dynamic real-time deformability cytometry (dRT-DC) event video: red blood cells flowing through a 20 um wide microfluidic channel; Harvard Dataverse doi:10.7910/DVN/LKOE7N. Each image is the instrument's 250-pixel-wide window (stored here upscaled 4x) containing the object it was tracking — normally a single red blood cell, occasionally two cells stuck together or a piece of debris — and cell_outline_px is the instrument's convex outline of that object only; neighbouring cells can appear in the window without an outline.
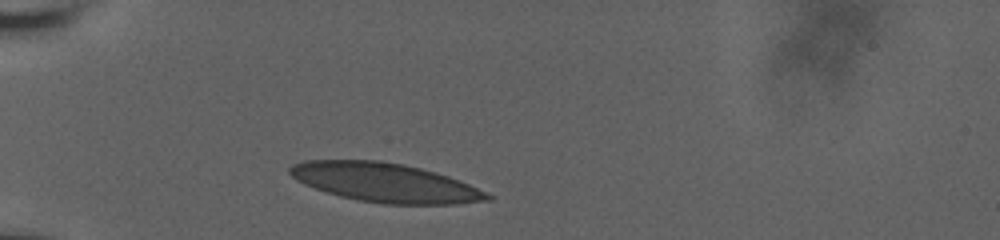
{"species": "human", "species_latin": "Homo sapiens", "temperature_condition": "room temperature", "stored_images_in_passage": 5, "camera_frame_rate_fps": 3000, "um_per_image_px": 0.085, "donor": {"sex": "male"}, "frame": {"image": 1, "passage_image": 1, "time_ms": 0.0, "image_size_px": [1000, 240], "cell_outline_px": [[492, 200], [456, 204], [384, 204], [360, 200], [340, 196], [304, 184], [296, 180], [288, 172], [288, 168], [292, 164], [304, 160], [376, 160], [404, 164], [436, 172], [448, 176], [468, 184], [492, 196]], "centroid_in_image_um": [32.7, 15.51], "position_along_channel_um": 52.3, "area_um2": 44.68}}
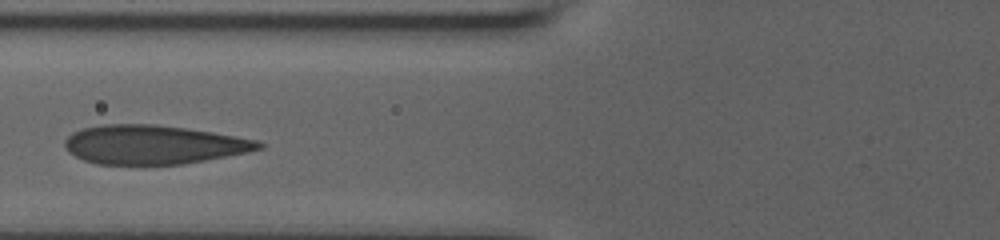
{"frame": {"image": 2, "passage_image": 5, "time_ms": 2.333, "image_size_px": [1000, 240], "cell_outline_px": [[264, 148], [248, 152], [204, 160], [180, 164], [96, 164], [84, 160], [68, 152], [64, 148], [64, 140], [72, 132], [84, 128], [104, 124], [156, 124], [188, 128], [236, 136], [256, 140], [264, 144]], "centroid_in_image_um": [13.02, 12.28], "position_along_channel_um": 112.8, "area_um2": 43.99}}